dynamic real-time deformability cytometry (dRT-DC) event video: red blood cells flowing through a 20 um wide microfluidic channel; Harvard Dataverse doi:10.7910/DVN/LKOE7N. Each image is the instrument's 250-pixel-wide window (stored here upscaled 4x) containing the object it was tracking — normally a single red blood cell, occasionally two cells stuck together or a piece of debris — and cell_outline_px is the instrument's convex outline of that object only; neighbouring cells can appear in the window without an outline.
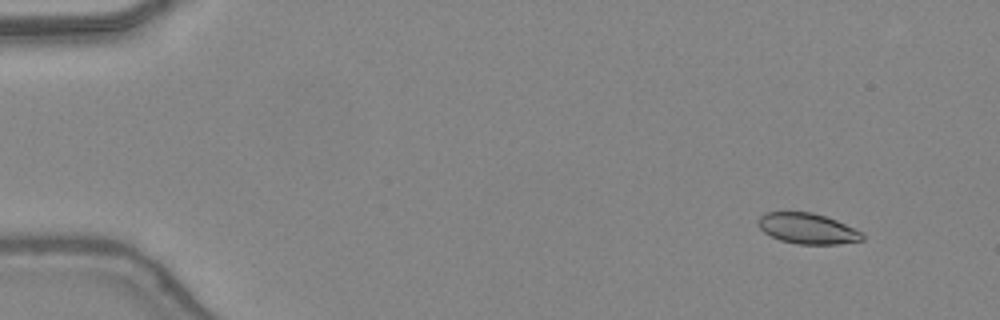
{"species": "common noctule bat (a hibernating species)", "species_latin": "Nyctalus noctula", "temperature_condition": "warm", "stored_images_in_passage": 10, "camera_frame_rate_fps": 3000, "um_per_image_px": 0.085, "animal": {"sex": "female", "body_mass_g": 24.6, "forearm_length_mm": 56.2}, "frame": {"image": 1, "passage_image": 5, "time_ms": 1.333, "image_size_px": [1000, 320], "cell_outline_px": [[864, 240], [840, 244], [796, 244], [780, 240], [764, 232], [760, 228], [756, 220], [764, 212], [812, 212], [836, 220], [864, 232]], "centroid_in_image_um": [68.65, 19.43], "position_along_channel_um": 16.3, "area_um2": 18.73}}